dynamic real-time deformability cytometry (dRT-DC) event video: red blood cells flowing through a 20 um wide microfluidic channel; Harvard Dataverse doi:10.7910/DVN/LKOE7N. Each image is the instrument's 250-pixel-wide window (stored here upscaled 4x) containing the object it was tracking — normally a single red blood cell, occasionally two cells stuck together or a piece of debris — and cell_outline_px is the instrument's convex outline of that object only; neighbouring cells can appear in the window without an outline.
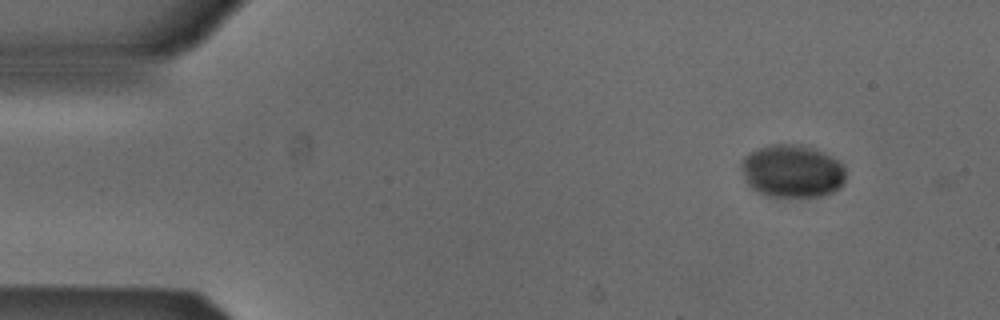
{"species": "Egyptian fruit bat (a non-hibernating species)", "species_latin": "Rousettus aegyptiacus", "temperature_condition": "cold", "stored_images_in_passage": 2, "camera_frame_rate_fps": 3000, "um_per_image_px": 0.085, "animal": {"sex": "male"}, "frame": {"image": 1, "passage_image": 1, "time_ms": 0.0, "image_size_px": [1000, 320], "cell_outline_px": [[844, 184], [840, 188], [832, 192], [820, 196], [764, 196], [756, 192], [744, 180], [740, 168], [740, 160], [748, 152], [756, 148], [768, 144], [800, 144], [820, 152], [844, 164]], "centroid_in_image_um": [67.26, 14.55], "position_along_channel_um": 17.7, "area_um2": 32.43}}